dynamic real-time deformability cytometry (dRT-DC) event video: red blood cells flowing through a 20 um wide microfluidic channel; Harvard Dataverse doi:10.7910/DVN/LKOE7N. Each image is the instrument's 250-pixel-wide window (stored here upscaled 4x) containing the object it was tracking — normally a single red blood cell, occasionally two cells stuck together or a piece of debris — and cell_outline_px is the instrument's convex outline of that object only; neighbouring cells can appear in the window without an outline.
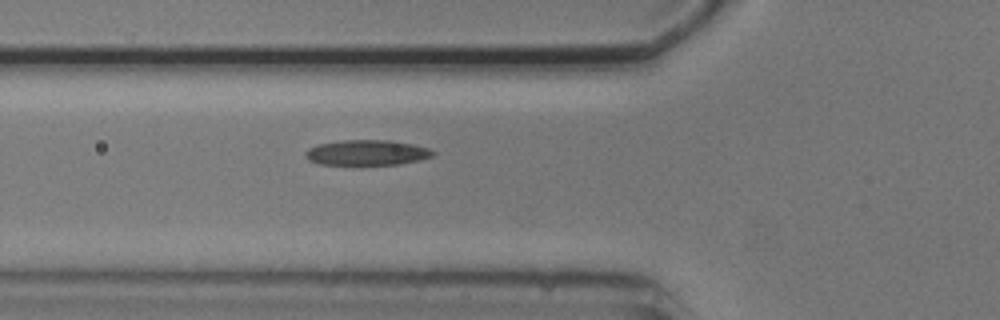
{"species": "common noctule bat (a hibernating species)", "species_latin": "Nyctalus noctula", "temperature_condition": "cold", "stored_images_in_passage": 2, "camera_frame_rate_fps": 3000, "um_per_image_px": 0.085, "animal": {"sex": "male", "body_mass_g": 20.5, "forearm_length_mm": 52.5}, "frame": {"image": 1, "passage_image": 2, "time_ms": 1.0, "image_size_px": [1000, 320], "cell_outline_px": [[436, 152], [432, 156], [420, 160], [400, 164], [360, 168], [316, 164], [308, 160], [304, 156], [304, 152], [308, 148], [316, 144], [344, 140], [388, 140], [412, 144], [428, 148]], "centroid_in_image_um": [31.1, 13.03], "position_along_channel_um": 94.7, "area_um2": 20.06}}